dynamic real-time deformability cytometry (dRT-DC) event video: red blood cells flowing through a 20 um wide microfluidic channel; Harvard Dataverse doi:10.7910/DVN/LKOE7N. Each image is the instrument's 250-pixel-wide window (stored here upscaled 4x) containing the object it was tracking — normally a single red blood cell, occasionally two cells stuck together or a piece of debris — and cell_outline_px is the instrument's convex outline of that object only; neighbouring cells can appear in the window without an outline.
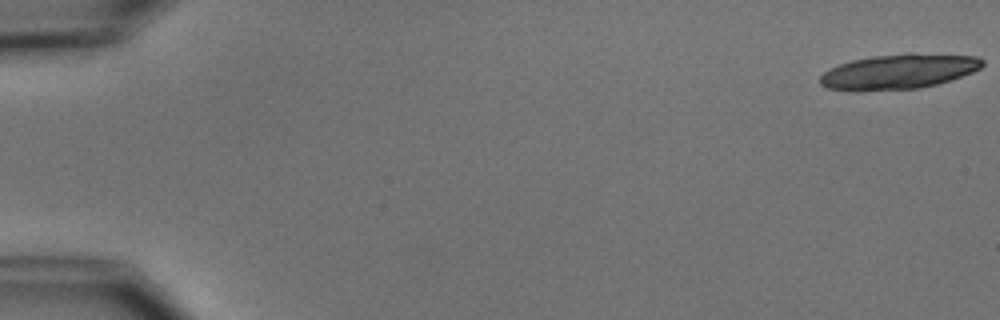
{"species": "common noctule bat (a hibernating species)", "species_latin": "Nyctalus noctula", "temperature_condition": "cold", "stored_images_in_passage": 5, "camera_frame_rate_fps": 3000, "um_per_image_px": 0.085, "animal": {"sex": "male", "body_mass_g": 15.6}, "frame": {"image": 1, "passage_image": 1, "time_ms": 0.0, "image_size_px": [1000, 320], "cell_outline_px": [[984, 64], [980, 68], [972, 72], [936, 84], [920, 88], [856, 92], [852, 92], [828, 88], [820, 84], [820, 76], [828, 68], [852, 60], [872, 56], [912, 52], [976, 56], [984, 60]], "centroid_in_image_um": [76.35, 6.08], "position_along_channel_um": 8.7, "area_um2": 33.47}}